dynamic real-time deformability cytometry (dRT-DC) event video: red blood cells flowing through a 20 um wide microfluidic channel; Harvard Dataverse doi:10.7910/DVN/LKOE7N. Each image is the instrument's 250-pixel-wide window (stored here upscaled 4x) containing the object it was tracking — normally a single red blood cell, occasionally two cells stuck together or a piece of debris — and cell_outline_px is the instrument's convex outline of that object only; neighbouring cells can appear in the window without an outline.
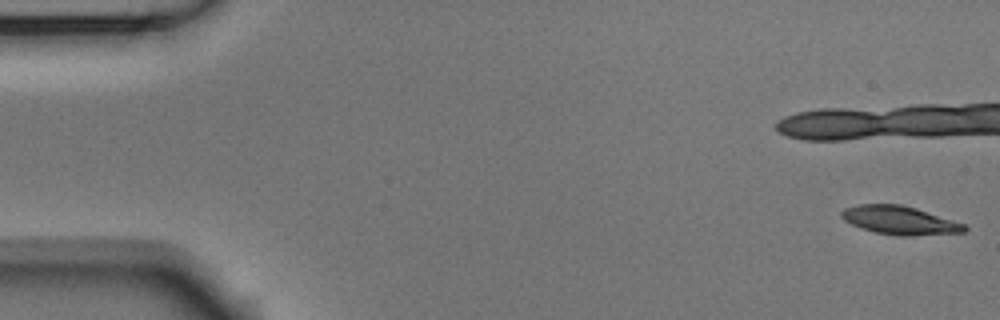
{"species": "Egyptian fruit bat (a non-hibernating species)", "species_latin": "Rousettus aegyptiacus", "temperature_condition": "room temperature", "stored_images_in_passage": 43, "camera_frame_rate_fps": 3000, "um_per_image_px": 0.085, "animal": {"sex": "male"}, "frame": {"image": 1, "passage_image": 1, "time_ms": 0.0, "image_size_px": [1000, 320], "cell_outline_px": [[968, 228], [964, 232], [908, 236], [900, 236], [876, 232], [860, 228], [844, 220], [840, 216], [840, 212], [844, 208], [860, 204], [900, 204], [916, 208], [964, 224]], "centroid_in_image_um": [76.44, 18.72], "position_along_channel_um": 8.6, "area_um2": 20.23}}